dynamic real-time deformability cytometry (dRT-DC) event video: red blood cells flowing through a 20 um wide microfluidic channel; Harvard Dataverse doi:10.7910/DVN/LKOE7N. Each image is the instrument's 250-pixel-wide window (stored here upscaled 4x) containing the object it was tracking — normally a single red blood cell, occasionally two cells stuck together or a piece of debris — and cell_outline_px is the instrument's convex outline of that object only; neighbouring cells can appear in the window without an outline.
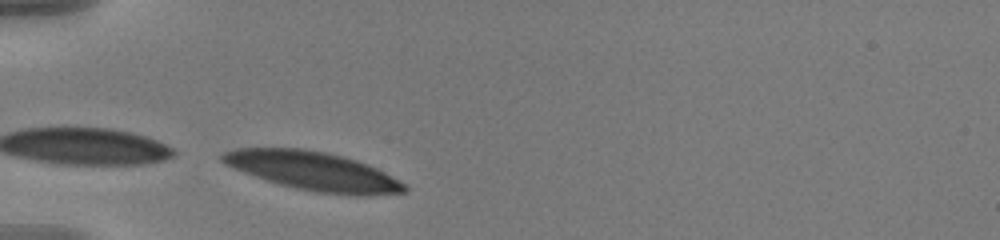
{"species": "human", "species_latin": "Homo sapiens", "temperature_condition": "warm", "stored_images_in_passage": 22, "camera_frame_rate_fps": 3000, "um_per_image_px": 0.085, "donor": {"sex": "male"}, "frame": {"image": 1, "passage_image": 3, "time_ms": 0.667, "image_size_px": [1000, 240], "cell_outline_px": [[408, 188], [404, 192], [372, 196], [352, 196], [316, 192], [296, 188], [280, 184], [232, 168], [224, 164], [220, 160], [220, 156], [224, 152], [236, 148], [304, 148], [328, 152], [344, 156], [368, 164], [408, 184]], "centroid_in_image_um": [26.67, 14.54], "position_along_channel_um": 58.3, "area_um2": 41.38}}
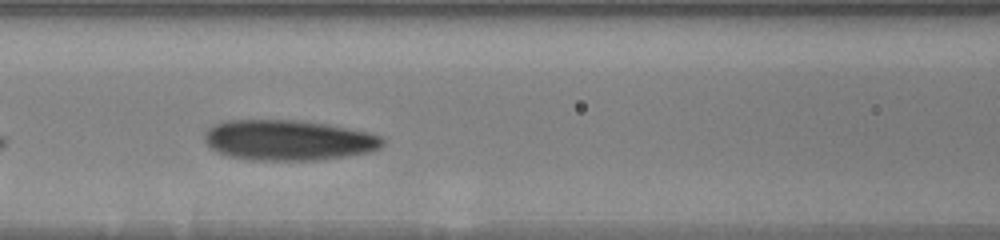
{"frame": {"image": 2, "passage_image": 9, "time_ms": 2.667, "image_size_px": [1000, 240], "cell_outline_px": [[384, 144], [380, 148], [372, 152], [348, 156], [316, 160], [248, 160], [228, 156], [216, 152], [204, 140], [204, 132], [212, 124], [228, 120], [296, 120], [324, 124], [368, 132], [380, 136], [384, 140]], "centroid_in_image_um": [24.48, 11.92], "position_along_channel_um": 142.1, "area_um2": 42.14}}
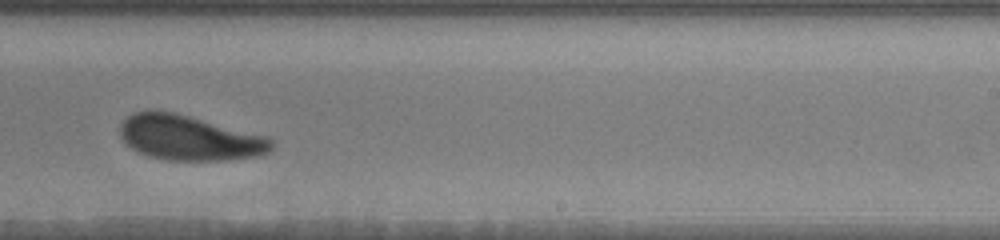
{"frame": {"image": 3, "passage_image": 20, "time_ms": 6.333, "image_size_px": [1000, 240], "cell_outline_px": [[272, 148], [264, 156], [228, 160], [168, 160], [148, 156], [136, 152], [124, 144], [120, 136], [120, 124], [132, 112], [144, 108], [152, 108], [176, 112], [268, 136], [272, 140]], "centroid_in_image_um": [16.05, 11.69], "position_along_channel_um": 272.9, "area_um2": 40.81}}